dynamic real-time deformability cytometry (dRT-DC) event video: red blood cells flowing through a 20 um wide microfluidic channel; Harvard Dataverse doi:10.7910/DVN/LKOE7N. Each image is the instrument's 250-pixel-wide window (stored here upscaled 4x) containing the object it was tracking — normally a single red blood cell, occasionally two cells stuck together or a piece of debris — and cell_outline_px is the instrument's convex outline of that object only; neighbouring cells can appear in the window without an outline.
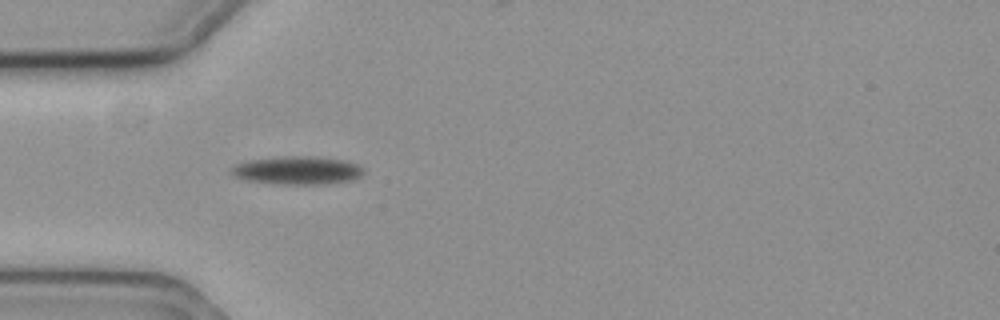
{"species": "common noctule bat (a hibernating species)", "species_latin": "Nyctalus noctula", "temperature_condition": "cold", "stored_images_in_passage": 3, "camera_frame_rate_fps": 3000, "um_per_image_px": 0.085, "animal": {"sex": "female", "body_mass_g": 19.3, "forearm_length_mm": 54.1}, "frame": {"image": 1, "passage_image": 1, "time_ms": 0.0, "image_size_px": [1000, 320], "cell_outline_px": [[364, 172], [360, 176], [352, 180], [324, 184], [276, 184], [244, 180], [228, 172], [236, 164], [248, 160], [284, 156], [312, 156], [344, 160], [356, 164], [364, 168]], "centroid_in_image_um": [25.26, 14.48], "position_along_channel_um": 59.7, "area_um2": 21.79}}
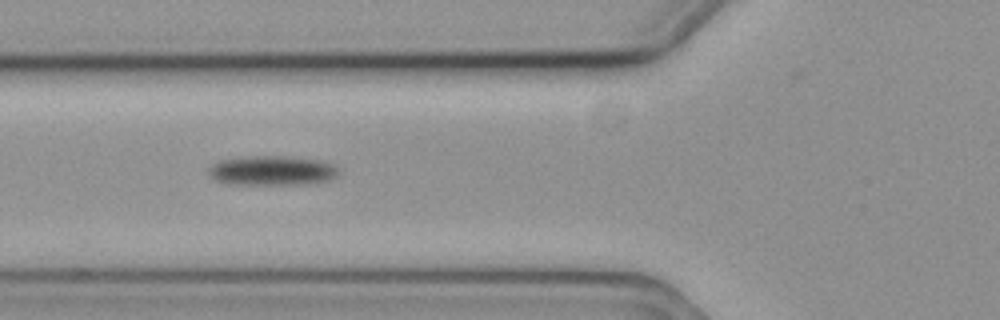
{"frame": {"image": 2, "passage_image": 2, "time_ms": 0.333, "image_size_px": [1000, 320], "cell_outline_px": [[340, 176], [332, 180], [316, 184], [232, 184], [216, 180], [208, 176], [208, 168], [212, 164], [220, 160], [252, 156], [288, 156], [324, 160], [332, 164], [340, 172]], "centroid_in_image_um": [23.2, 14.5], "position_along_channel_um": 102.6, "area_um2": 22.89}}